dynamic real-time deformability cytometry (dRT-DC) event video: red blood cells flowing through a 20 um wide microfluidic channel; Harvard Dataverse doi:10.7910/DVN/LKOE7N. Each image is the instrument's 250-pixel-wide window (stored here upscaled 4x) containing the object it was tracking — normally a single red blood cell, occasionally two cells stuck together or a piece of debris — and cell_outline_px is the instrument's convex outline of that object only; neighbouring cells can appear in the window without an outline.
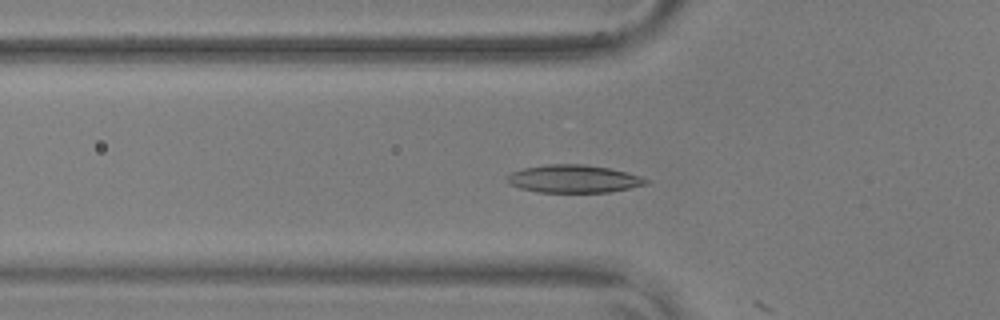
{"species": "common noctule bat (a hibernating species)", "species_latin": "Nyctalus noctula", "temperature_condition": "warm", "stored_images_in_passage": 20, "camera_frame_rate_fps": 3000, "um_per_image_px": 0.085, "animal": {"sex": "male", "body_mass_g": 17.9, "forearm_length_mm": 54.2}, "frame": {"image": 1, "passage_image": 19, "time_ms": 6.0, "image_size_px": [1000, 320], "cell_outline_px": [[652, 180], [648, 184], [608, 192], [536, 192], [520, 188], [508, 184], [504, 176], [512, 172], [524, 168], [548, 164], [584, 164], [608, 168], [640, 176]], "centroid_in_image_um": [48.72, 15.2], "position_along_channel_um": 77.1, "area_um2": 22.54}}